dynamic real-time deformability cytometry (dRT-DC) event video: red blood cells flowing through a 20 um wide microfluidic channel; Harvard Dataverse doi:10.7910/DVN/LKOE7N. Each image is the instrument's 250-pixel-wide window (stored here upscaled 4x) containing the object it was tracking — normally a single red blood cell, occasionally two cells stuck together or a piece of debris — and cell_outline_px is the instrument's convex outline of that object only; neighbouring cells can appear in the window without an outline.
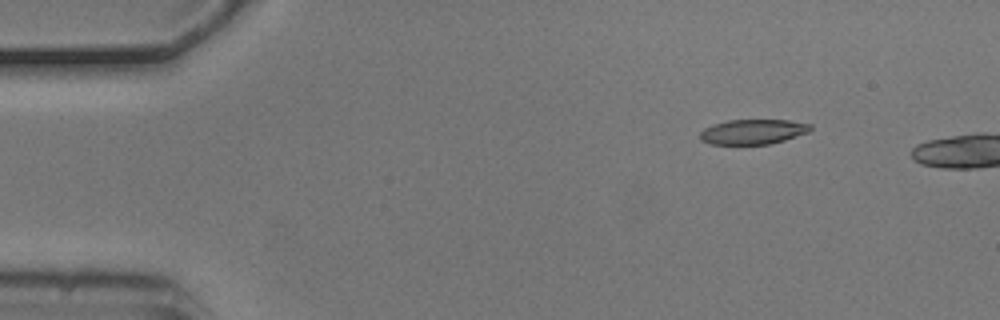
{"species": "common noctule bat (a hibernating species)", "species_latin": "Nyctalus noctula", "temperature_condition": "cold", "stored_images_in_passage": 3, "camera_frame_rate_fps": 3000, "um_per_image_px": 0.085, "animal": {"sex": "male", "body_mass_g": 20.5, "forearm_length_mm": 52.5}, "frame": {"image": 1, "passage_image": 1, "time_ms": 0.0, "image_size_px": [1000, 320], "cell_outline_px": [[812, 128], [808, 132], [784, 140], [768, 144], [708, 144], [700, 140], [700, 132], [704, 128], [712, 124], [728, 120], [788, 120], [812, 124]], "centroid_in_image_um": [63.97, 11.19], "position_along_channel_um": 21.0, "area_um2": 16.07}}